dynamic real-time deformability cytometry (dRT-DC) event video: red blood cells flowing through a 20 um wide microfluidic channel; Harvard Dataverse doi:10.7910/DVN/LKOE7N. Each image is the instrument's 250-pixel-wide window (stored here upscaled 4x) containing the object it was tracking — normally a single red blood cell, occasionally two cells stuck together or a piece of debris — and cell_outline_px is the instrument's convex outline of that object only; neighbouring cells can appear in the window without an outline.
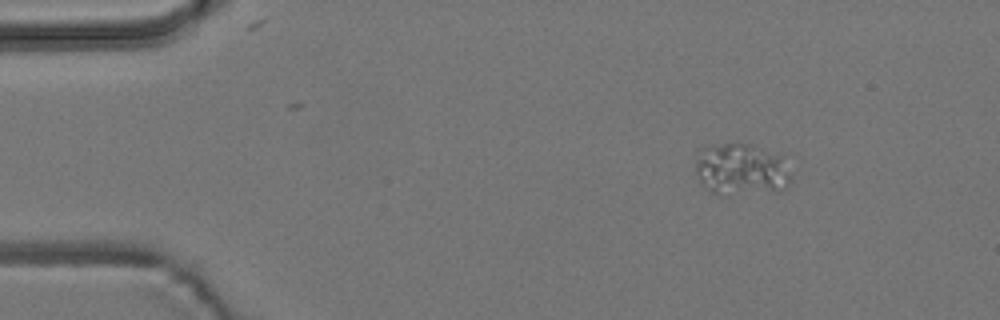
{"species": "common noctule bat (a hibernating species)", "species_latin": "Nyctalus noctula", "temperature_condition": "room temperature", "stored_images_in_passage": 6, "camera_frame_rate_fps": 3000, "um_per_image_px": 0.085, "animal": {"sex": "male", "body_mass_g": 19.2, "forearm_length_mm": 51.8}, "frame": {"image": 1, "passage_image": 6, "time_ms": 6.0, "image_size_px": [1000, 320], "cell_outline_px": [[788, 184], [780, 192], [720, 196], [712, 192], [700, 180], [696, 172], [696, 160], [700, 148], [708, 144], [748, 144], [776, 156], [788, 176]], "centroid_in_image_um": [62.87, 14.45], "position_along_channel_um": 22.1, "area_um2": 28.15}}